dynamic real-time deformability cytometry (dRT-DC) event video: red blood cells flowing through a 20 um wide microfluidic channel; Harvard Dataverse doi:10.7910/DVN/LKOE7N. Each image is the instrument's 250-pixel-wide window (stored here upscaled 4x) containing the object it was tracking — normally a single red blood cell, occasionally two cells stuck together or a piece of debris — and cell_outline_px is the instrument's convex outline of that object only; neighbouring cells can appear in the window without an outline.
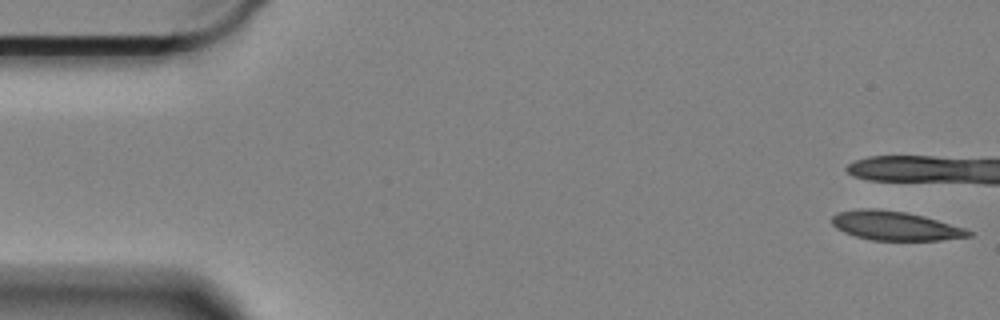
{"species": "Egyptian fruit bat (a non-hibernating species)", "species_latin": "Rousettus aegyptiacus", "temperature_condition": "cold", "stored_images_in_passage": 7, "camera_frame_rate_fps": 3000, "um_per_image_px": 0.085, "animal": {"sex": "female"}, "frame": {"image": 1, "passage_image": 1, "time_ms": 0.0, "image_size_px": [1000, 320], "cell_outline_px": [[972, 236], [940, 240], [872, 240], [856, 236], [844, 232], [836, 228], [832, 224], [832, 216], [836, 212], [860, 208], [872, 208], [904, 212], [924, 216], [964, 228], [972, 232]], "centroid_in_image_um": [76.05, 19.19], "position_along_channel_um": 9.0, "area_um2": 23.0}}